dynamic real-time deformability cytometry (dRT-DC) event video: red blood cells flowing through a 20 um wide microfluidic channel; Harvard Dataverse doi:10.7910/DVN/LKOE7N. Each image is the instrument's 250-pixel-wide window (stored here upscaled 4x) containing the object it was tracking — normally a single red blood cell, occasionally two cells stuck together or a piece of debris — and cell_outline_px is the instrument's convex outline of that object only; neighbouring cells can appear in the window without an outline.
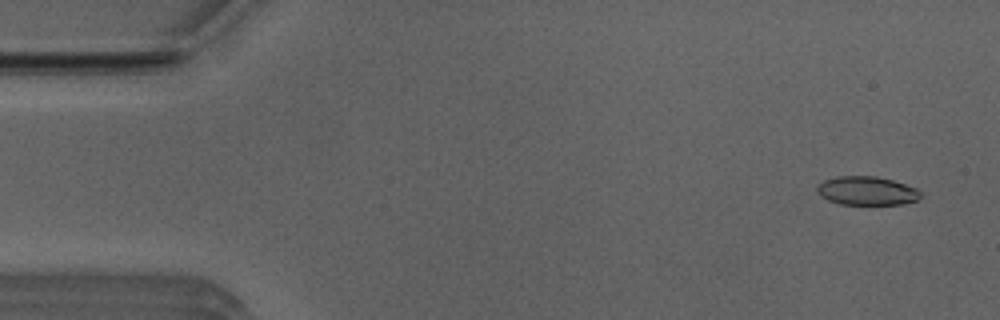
{"species": "Egyptian fruit bat (a non-hibernating species)", "species_latin": "Rousettus aegyptiacus", "temperature_condition": "room temperature", "stored_images_in_passage": 52, "camera_frame_rate_fps": 3000, "um_per_image_px": 0.085, "animal": {"sex": "male"}, "frame": {"image": 1, "passage_image": 3, "time_ms": 0.667, "image_size_px": [1000, 320], "cell_outline_px": [[924, 196], [916, 200], [900, 204], [840, 204], [828, 200], [820, 196], [816, 192], [816, 184], [824, 180], [840, 176], [876, 176], [892, 180], [916, 188]], "centroid_in_image_um": [73.64, 16.21], "position_along_channel_um": 11.4, "area_um2": 17.34}}
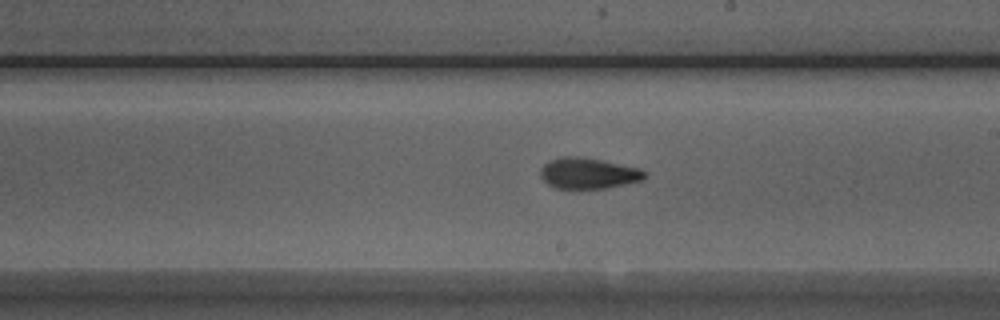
{"frame": {"image": 2, "passage_image": 29, "time_ms": 9.333, "image_size_px": [1000, 320], "cell_outline_px": [[648, 176], [640, 180], [624, 184], [604, 188], [580, 192], [552, 188], [540, 176], [540, 168], [544, 164], [552, 160], [564, 156], [576, 156], [600, 160], [640, 168], [648, 172]], "centroid_in_image_um": [49.97, 14.78], "position_along_channel_um": 239.0, "area_um2": 19.36}}
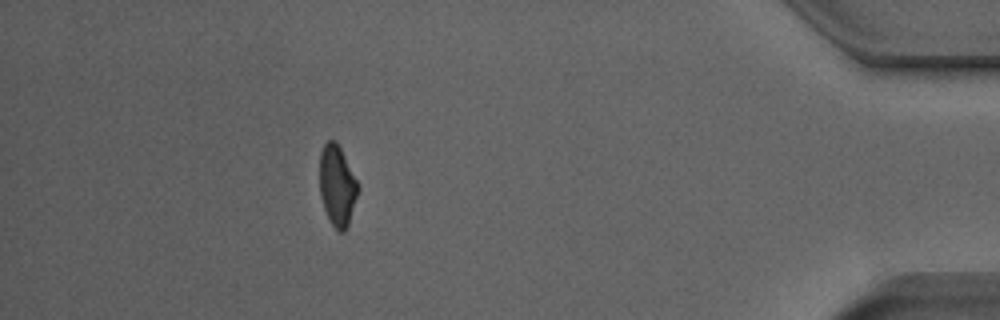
{"frame": {"image": 3, "passage_image": 46, "time_ms": 15.0, "image_size_px": [1000, 320], "cell_outline_px": [[360, 188], [348, 224], [344, 232], [340, 232], [328, 220], [320, 196], [320, 152], [324, 144], [328, 140], [336, 140]], "centroid_in_image_um": [28.65, 15.78], "position_along_channel_um": 406.6, "area_um2": 17.86}, "authors_computed_cell_mechanics": {"area_um2": 18.4671, "velocity_mm_per_s": 3.9636, "shape_relaxation_time_tau1_ms": 6.9109, "shape_relaxation_time_tau2_ms": 1.7622, "deformation_change_tau1": 0.2239, "deformation_change_tau2": 0.0829}}